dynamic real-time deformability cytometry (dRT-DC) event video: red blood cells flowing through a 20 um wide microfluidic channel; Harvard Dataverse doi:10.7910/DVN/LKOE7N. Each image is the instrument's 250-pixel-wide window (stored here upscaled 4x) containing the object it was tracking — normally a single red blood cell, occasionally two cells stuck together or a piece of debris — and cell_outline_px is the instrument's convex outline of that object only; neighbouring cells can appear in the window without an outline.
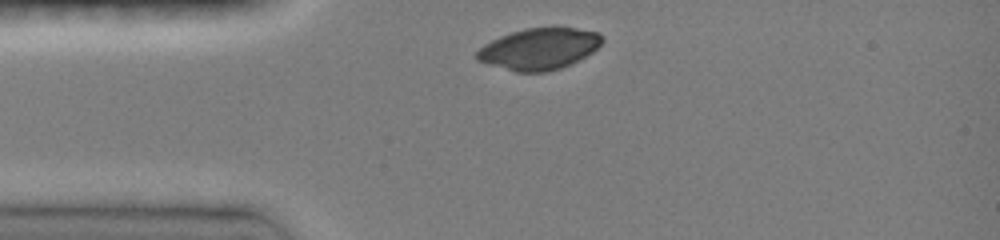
{"species": "common noctule bat (a hibernating species)", "species_latin": "Nyctalus noctula", "temperature_condition": "room temperature", "stored_images_in_passage": 5, "camera_frame_rate_fps": 3000, "um_per_image_px": 0.085, "animal": {"sex": "female", "body_mass_g": 19.0, "forearm_length_mm": 51.5}, "frame": {"image": 1, "passage_image": 1, "time_ms": 0.0, "image_size_px": [1000, 240], "cell_outline_px": [[604, 40], [592, 52], [560, 68], [544, 72], [516, 72], [488, 64], [476, 60], [476, 52], [484, 44], [500, 36], [524, 28], [552, 24], [556, 24], [600, 32], [604, 36]], "centroid_in_image_um": [45.85, 4.09], "position_along_channel_um": 39.1, "area_um2": 30.87}}